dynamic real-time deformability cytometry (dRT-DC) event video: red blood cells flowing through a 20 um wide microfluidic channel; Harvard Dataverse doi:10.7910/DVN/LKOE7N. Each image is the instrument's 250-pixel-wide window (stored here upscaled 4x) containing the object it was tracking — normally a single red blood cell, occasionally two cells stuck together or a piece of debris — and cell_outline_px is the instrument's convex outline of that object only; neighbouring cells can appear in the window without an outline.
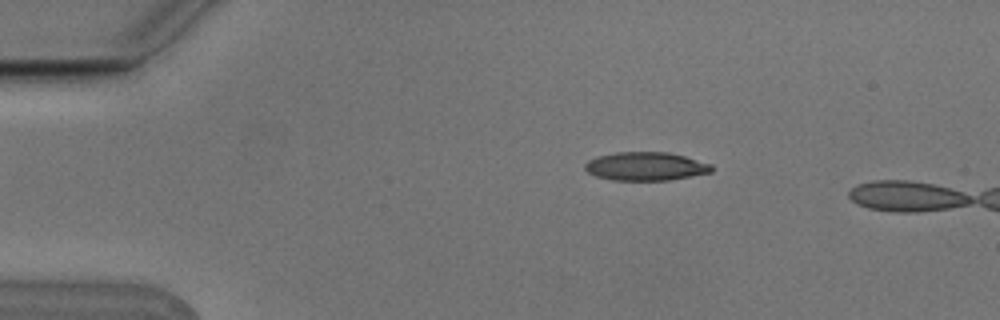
{"species": "Egyptian fruit bat (a non-hibernating species)", "species_latin": "Rousettus aegyptiacus", "temperature_condition": "cold", "stored_images_in_passage": 4, "camera_frame_rate_fps": 3000, "um_per_image_px": 0.085, "animal": {"sex": "male"}, "frame": {"image": 1, "passage_image": 3, "time_ms": 0.667, "image_size_px": [1000, 320], "cell_outline_px": [[712, 172], [668, 180], [612, 180], [596, 176], [588, 172], [584, 168], [584, 164], [588, 160], [596, 156], [616, 152], [668, 152], [684, 156], [712, 164]], "centroid_in_image_um": [54.85, 14.13], "position_along_channel_um": 30.1, "area_um2": 20.98}}